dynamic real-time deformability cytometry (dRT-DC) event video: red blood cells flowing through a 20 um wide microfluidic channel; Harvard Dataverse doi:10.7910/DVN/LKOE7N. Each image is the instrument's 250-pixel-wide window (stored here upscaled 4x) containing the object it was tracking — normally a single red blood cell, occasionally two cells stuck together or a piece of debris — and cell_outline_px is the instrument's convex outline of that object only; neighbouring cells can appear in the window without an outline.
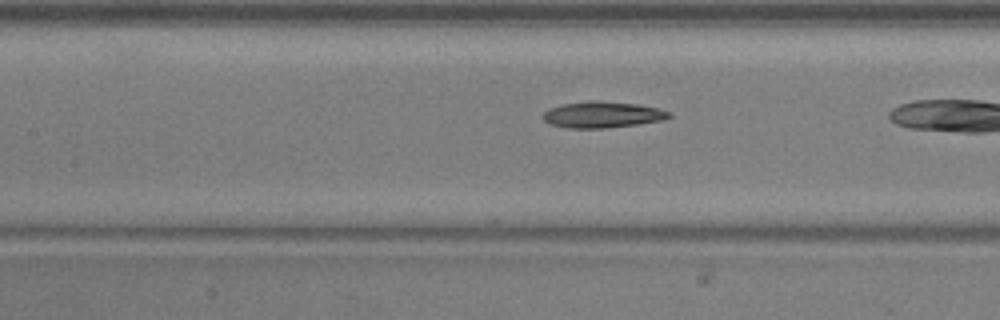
{"species": "common noctule bat (a hibernating species)", "species_latin": "Nyctalus noctula", "temperature_condition": "warm", "stored_images_in_passage": 9, "camera_frame_rate_fps": 3000, "um_per_image_px": 0.085, "animal": {"sex": "male", "body_mass_g": 20.5, "forearm_length_mm": 52.5}, "frame": {"image": 1, "passage_image": 8, "time_ms": 2.333, "image_size_px": [1000, 320], "cell_outline_px": [[672, 116], [664, 120], [636, 124], [604, 128], [568, 128], [548, 124], [540, 116], [548, 108], [560, 104], [592, 100], [596, 100], [636, 104], [656, 108], [672, 112]], "centroid_in_image_um": [51.15, 9.74], "position_along_channel_um": 156.3, "area_um2": 19.42}}